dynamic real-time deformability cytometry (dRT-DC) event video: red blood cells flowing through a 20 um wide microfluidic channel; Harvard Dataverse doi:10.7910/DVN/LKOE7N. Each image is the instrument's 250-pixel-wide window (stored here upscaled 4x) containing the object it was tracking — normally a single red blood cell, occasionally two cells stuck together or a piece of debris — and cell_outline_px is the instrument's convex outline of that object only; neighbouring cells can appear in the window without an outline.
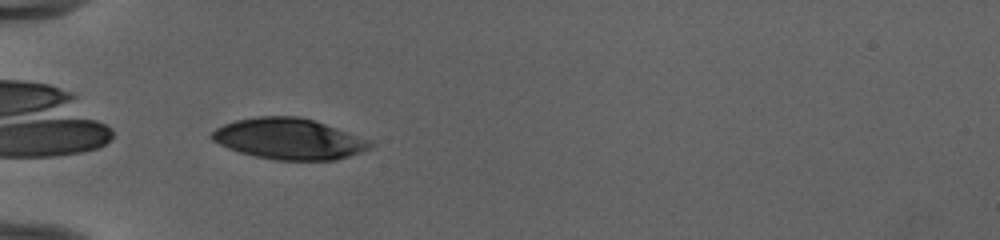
{"species": "human", "species_latin": "Homo sapiens", "temperature_condition": "cold", "stored_images_in_passage": 35, "camera_frame_rate_fps": 3000, "um_per_image_px": 0.085, "donor": {"sex": "female"}, "frame": {"image": 1, "passage_image": 1, "time_ms": 0.0, "image_size_px": [1000, 240], "cell_outline_px": [[372, 144], [368, 148], [360, 152], [336, 160], [276, 160], [256, 156], [240, 152], [228, 148], [212, 140], [208, 136], [216, 128], [224, 124], [236, 120], [260, 116], [300, 116], [336, 128], [368, 140]], "centroid_in_image_um": [24.49, 11.8], "position_along_channel_um": 60.5, "area_um2": 37.28}}
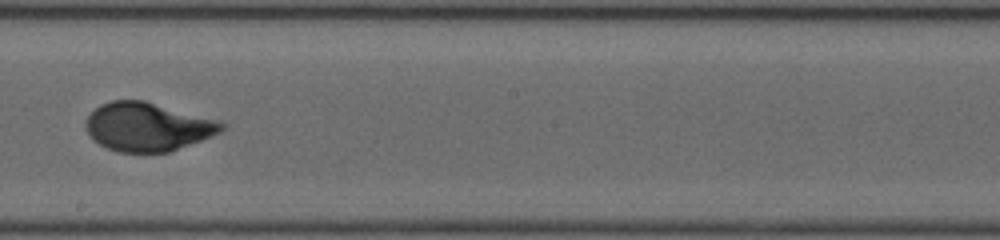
{"frame": {"image": 2, "passage_image": 15, "time_ms": 4.667, "image_size_px": [1000, 240], "cell_outline_px": [[228, 128], [220, 132], [200, 140], [168, 152], [120, 152], [108, 148], [92, 140], [84, 124], [88, 116], [100, 104], [112, 100], [144, 100], [220, 120], [228, 124]], "centroid_in_image_um": [12.57, 10.76], "position_along_channel_um": 235.6, "area_um2": 38.49}}
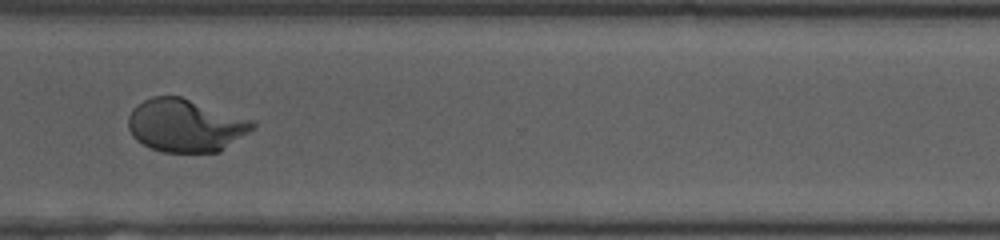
{"frame": {"image": 3, "passage_image": 24, "time_ms": 7.667, "image_size_px": [1000, 240], "cell_outline_px": [[256, 128], [220, 152], [160, 152], [136, 140], [132, 136], [128, 128], [128, 116], [132, 108], [136, 104], [152, 96], [180, 96], [252, 120], [256, 124]], "centroid_in_image_um": [15.76, 10.67], "position_along_channel_um": 354.8, "area_um2": 38.44}, "authors_computed_cell_mechanics": {"area_um2": 38.4948, "velocity_mm_per_s": 3.9725, "shape_relaxation_time_tau1_ms": 3.7995, "shape_relaxation_time_tau2_ms": null, "deformation_change_tau1": 0.185, "deformation_change_tau2": null}}